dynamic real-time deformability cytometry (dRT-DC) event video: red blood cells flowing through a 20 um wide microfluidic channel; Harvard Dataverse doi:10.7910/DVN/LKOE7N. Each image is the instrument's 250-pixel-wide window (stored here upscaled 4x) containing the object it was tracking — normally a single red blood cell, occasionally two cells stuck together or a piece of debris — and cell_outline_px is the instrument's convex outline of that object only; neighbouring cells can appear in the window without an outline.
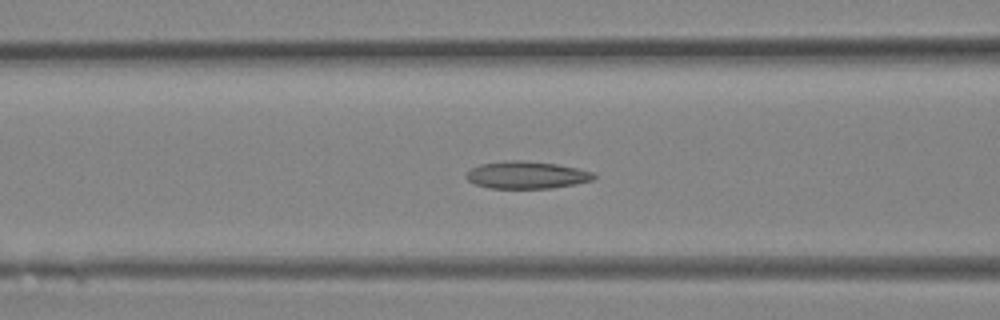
{"species": "Egyptian fruit bat (a non-hibernating species)", "species_latin": "Rousettus aegyptiacus", "temperature_condition": "room temperature", "stored_images_in_passage": 35, "camera_frame_rate_fps": 3000, "um_per_image_px": 0.085, "animal": {"sex": "female"}, "frame": {"image": 1, "passage_image": 14, "time_ms": 4.333, "image_size_px": [1000, 320], "cell_outline_px": [[596, 176], [592, 180], [576, 184], [552, 188], [488, 188], [476, 184], [468, 180], [464, 176], [472, 168], [480, 164], [504, 160], [524, 160], [556, 164], [596, 172]], "centroid_in_image_um": [44.77, 14.87], "position_along_channel_um": 121.8, "area_um2": 20.4}}
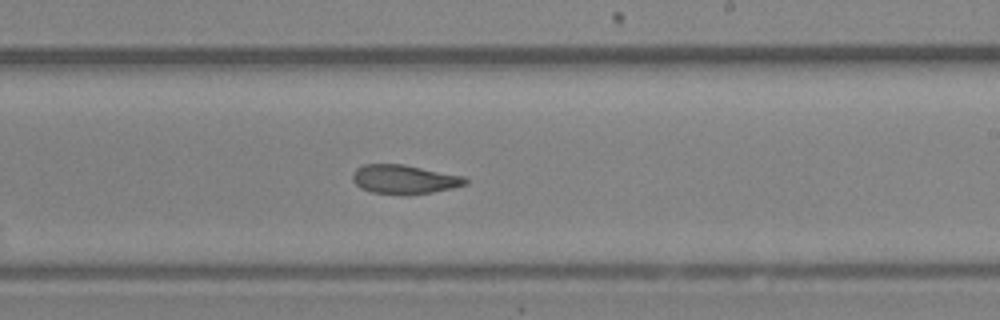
{"frame": {"image": 2, "passage_image": 21, "time_ms": 6.667, "image_size_px": [1000, 320], "cell_outline_px": [[468, 184], [452, 188], [432, 192], [372, 192], [360, 188], [352, 180], [352, 172], [356, 168], [364, 164], [404, 164], [464, 176], [468, 180]], "centroid_in_image_um": [34.36, 15.2], "position_along_channel_um": 254.6, "area_um2": 18.55}}
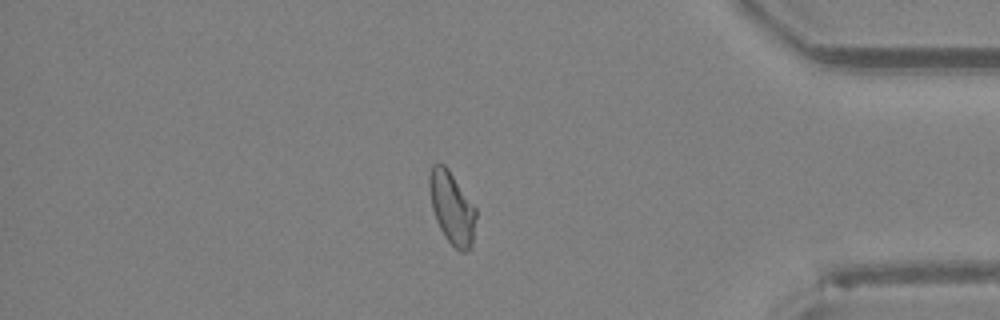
{"frame": {"image": 3, "passage_image": 30, "time_ms": 9.667, "image_size_px": [1000, 320], "cell_outline_px": [[476, 216], [472, 244], [468, 252], [460, 252], [444, 236], [436, 220], [432, 208], [428, 188], [428, 176], [432, 164], [436, 160], [444, 164], [448, 168], [476, 208]], "centroid_in_image_um": [38.39, 17.62], "position_along_channel_um": 396.8, "area_um2": 19.88}}